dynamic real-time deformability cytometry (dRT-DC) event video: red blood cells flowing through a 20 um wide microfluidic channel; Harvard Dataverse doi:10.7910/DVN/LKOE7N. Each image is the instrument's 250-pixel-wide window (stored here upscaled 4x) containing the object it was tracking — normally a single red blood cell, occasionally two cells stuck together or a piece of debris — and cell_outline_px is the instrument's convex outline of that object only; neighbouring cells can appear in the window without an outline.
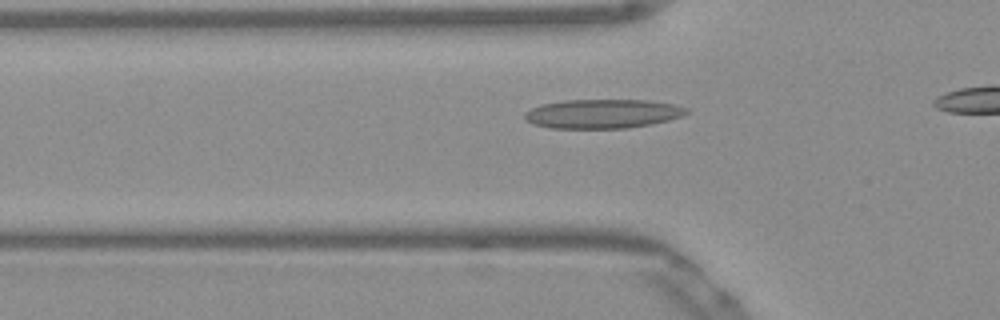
{"species": "Egyptian fruit bat (a non-hibernating species)", "species_latin": "Rousettus aegyptiacus", "temperature_condition": "warm", "stored_images_in_passage": 12, "camera_frame_rate_fps": 3000, "um_per_image_px": 0.085, "frame": {"image": 1, "passage_image": 6, "time_ms": 1.667, "image_size_px": [1000, 320], "cell_outline_px": [[688, 112], [680, 116], [668, 120], [652, 124], [628, 128], [548, 128], [532, 124], [524, 120], [524, 112], [540, 104], [564, 100], [648, 100], [672, 104], [688, 108]], "centroid_in_image_um": [51.16, 9.67], "position_along_channel_um": 74.6, "area_um2": 27.57}}
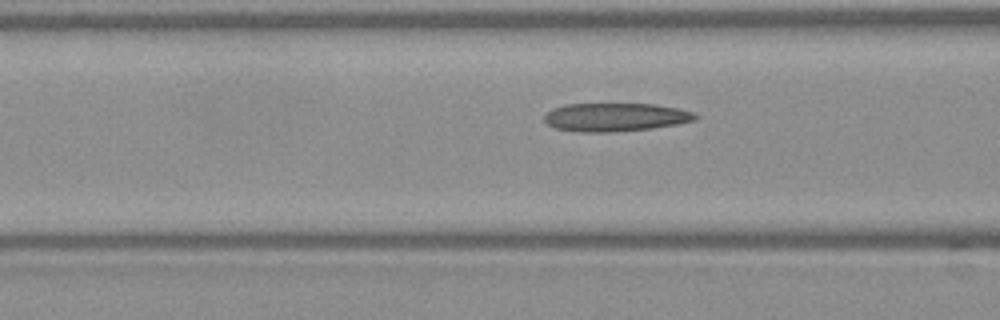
{"frame": {"image": 2, "passage_image": 9, "time_ms": 2.667, "image_size_px": [1000, 320], "cell_outline_px": [[700, 116], [696, 120], [676, 124], [648, 128], [612, 132], [580, 132], [556, 128], [548, 124], [544, 120], [544, 116], [552, 108], [568, 104], [656, 104], [680, 108], [696, 112]], "centroid_in_image_um": [52.35, 9.95], "position_along_channel_um": 114.2, "area_um2": 24.97}}